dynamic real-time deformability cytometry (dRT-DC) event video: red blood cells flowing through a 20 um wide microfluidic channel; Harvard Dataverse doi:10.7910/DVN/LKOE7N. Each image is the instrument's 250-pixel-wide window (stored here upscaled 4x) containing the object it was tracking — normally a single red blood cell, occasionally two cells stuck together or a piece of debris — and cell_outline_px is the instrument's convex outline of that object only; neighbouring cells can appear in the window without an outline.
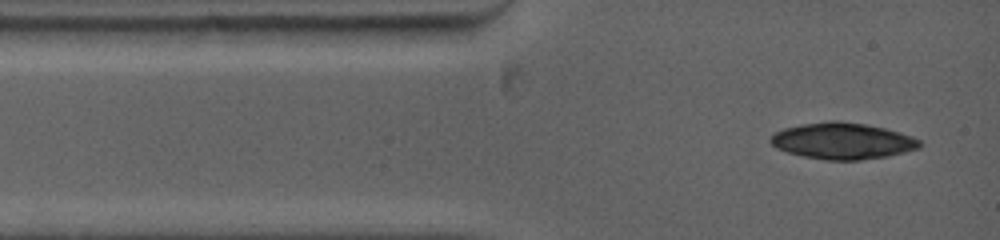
{"species": "common noctule bat (a hibernating species)", "species_latin": "Nyctalus noctula", "temperature_condition": "warm", "stored_images_in_passage": 3, "camera_frame_rate_fps": 5000, "um_per_image_px": 0.085, "animal": {"sex": "female", "body_mass_g": 19.0, "forearm_length_mm": 53.3}, "frame": {"image": 1, "passage_image": 1, "time_ms": 0.0, "image_size_px": [1000, 240], "cell_outline_px": [[920, 148], [888, 156], [860, 160], [824, 160], [804, 156], [788, 152], [776, 148], [768, 140], [776, 132], [784, 128], [800, 124], [828, 120], [836, 120], [864, 124], [884, 128], [900, 132], [912, 136], [920, 140]], "centroid_in_image_um": [71.61, 11.98], "position_along_channel_um": 13.4, "area_um2": 31.62}}